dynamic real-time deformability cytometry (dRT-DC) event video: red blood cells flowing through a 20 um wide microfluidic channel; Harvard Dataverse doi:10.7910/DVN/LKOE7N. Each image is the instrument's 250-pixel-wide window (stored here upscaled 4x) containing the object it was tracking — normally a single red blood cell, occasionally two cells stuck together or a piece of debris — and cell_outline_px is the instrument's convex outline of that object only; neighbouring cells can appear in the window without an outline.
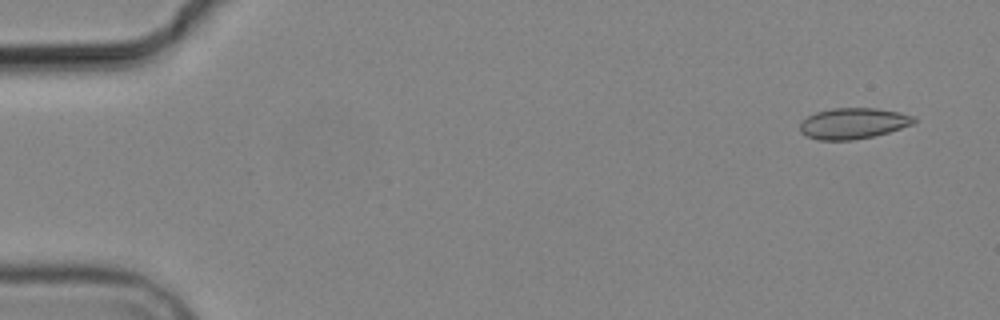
{"species": "common noctule bat (a hibernating species)", "species_latin": "Nyctalus noctula", "temperature_condition": "cold", "stored_images_in_passage": 4, "camera_frame_rate_fps": 3000, "um_per_image_px": 0.085, "animal": {"sex": "male", "body_mass_g": 19.2, "forearm_length_mm": 51.8}, "frame": {"image": 1, "passage_image": 1, "time_ms": 0.0, "image_size_px": [1000, 320], "cell_outline_px": [[916, 120], [912, 124], [888, 132], [872, 136], [852, 140], [820, 140], [808, 136], [800, 132], [800, 124], [808, 116], [816, 112], [832, 108], [876, 108], [900, 112], [916, 116]], "centroid_in_image_um": [72.53, 10.48], "position_along_channel_um": 12.5, "area_um2": 20.4}}
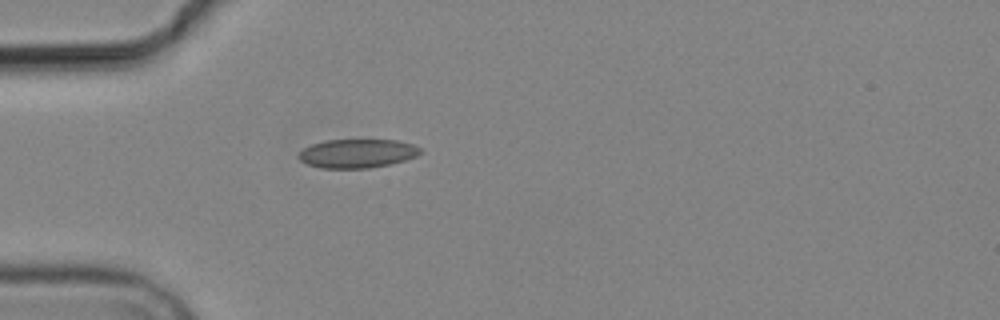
{"frame": {"image": 2, "passage_image": 4, "time_ms": 4.333, "image_size_px": [1000, 320], "cell_outline_px": [[424, 152], [416, 156], [404, 160], [388, 164], [368, 168], [320, 168], [308, 164], [300, 160], [296, 156], [304, 148], [312, 144], [324, 140], [396, 140], [412, 144], [420, 148]], "centroid_in_image_um": [30.35, 13.04], "position_along_channel_um": 54.6, "area_um2": 20.35}}